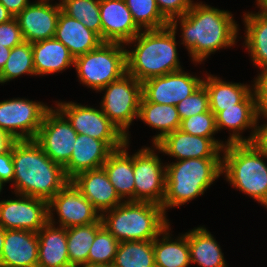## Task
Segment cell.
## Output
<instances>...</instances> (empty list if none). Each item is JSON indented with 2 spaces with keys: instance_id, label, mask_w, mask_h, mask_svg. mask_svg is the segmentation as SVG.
I'll return each instance as SVG.
<instances>
[{
  "instance_id": "obj_1",
  "label": "cell",
  "mask_w": 267,
  "mask_h": 267,
  "mask_svg": "<svg viewBox=\"0 0 267 267\" xmlns=\"http://www.w3.org/2000/svg\"><path fill=\"white\" fill-rule=\"evenodd\" d=\"M233 18L229 11L193 2L191 9L170 20L169 26L177 32L180 24L181 44L186 47L192 61L201 64L211 53L236 44L239 28Z\"/></svg>"
},
{
  "instance_id": "obj_2",
  "label": "cell",
  "mask_w": 267,
  "mask_h": 267,
  "mask_svg": "<svg viewBox=\"0 0 267 267\" xmlns=\"http://www.w3.org/2000/svg\"><path fill=\"white\" fill-rule=\"evenodd\" d=\"M15 194L50 201L69 181L64 167L53 162L35 140H19L12 145Z\"/></svg>"
},
{
  "instance_id": "obj_3",
  "label": "cell",
  "mask_w": 267,
  "mask_h": 267,
  "mask_svg": "<svg viewBox=\"0 0 267 267\" xmlns=\"http://www.w3.org/2000/svg\"><path fill=\"white\" fill-rule=\"evenodd\" d=\"M176 31L170 26L162 29L142 30L125 46L127 73L141 83L168 73L182 70L176 45Z\"/></svg>"
},
{
  "instance_id": "obj_4",
  "label": "cell",
  "mask_w": 267,
  "mask_h": 267,
  "mask_svg": "<svg viewBox=\"0 0 267 267\" xmlns=\"http://www.w3.org/2000/svg\"><path fill=\"white\" fill-rule=\"evenodd\" d=\"M221 175L222 158H191L167 163L164 212L203 195Z\"/></svg>"
},
{
  "instance_id": "obj_5",
  "label": "cell",
  "mask_w": 267,
  "mask_h": 267,
  "mask_svg": "<svg viewBox=\"0 0 267 267\" xmlns=\"http://www.w3.org/2000/svg\"><path fill=\"white\" fill-rule=\"evenodd\" d=\"M161 205L123 201L101 214L103 226L119 241H153L170 225Z\"/></svg>"
},
{
  "instance_id": "obj_6",
  "label": "cell",
  "mask_w": 267,
  "mask_h": 267,
  "mask_svg": "<svg viewBox=\"0 0 267 267\" xmlns=\"http://www.w3.org/2000/svg\"><path fill=\"white\" fill-rule=\"evenodd\" d=\"M226 181L264 206L267 203L266 158L252 143H230L222 150Z\"/></svg>"
},
{
  "instance_id": "obj_7",
  "label": "cell",
  "mask_w": 267,
  "mask_h": 267,
  "mask_svg": "<svg viewBox=\"0 0 267 267\" xmlns=\"http://www.w3.org/2000/svg\"><path fill=\"white\" fill-rule=\"evenodd\" d=\"M125 44L102 42L97 48L75 58L74 67L82 84L99 92L127 73Z\"/></svg>"
},
{
  "instance_id": "obj_8",
  "label": "cell",
  "mask_w": 267,
  "mask_h": 267,
  "mask_svg": "<svg viewBox=\"0 0 267 267\" xmlns=\"http://www.w3.org/2000/svg\"><path fill=\"white\" fill-rule=\"evenodd\" d=\"M102 91L105 93L100 108L108 119L127 137V142H129L128 129L133 120L138 118L142 98V83L134 76L125 73L121 78L111 82L99 92Z\"/></svg>"
},
{
  "instance_id": "obj_9",
  "label": "cell",
  "mask_w": 267,
  "mask_h": 267,
  "mask_svg": "<svg viewBox=\"0 0 267 267\" xmlns=\"http://www.w3.org/2000/svg\"><path fill=\"white\" fill-rule=\"evenodd\" d=\"M42 102L29 99H10L0 102V129L14 140H34L50 109Z\"/></svg>"
},
{
  "instance_id": "obj_10",
  "label": "cell",
  "mask_w": 267,
  "mask_h": 267,
  "mask_svg": "<svg viewBox=\"0 0 267 267\" xmlns=\"http://www.w3.org/2000/svg\"><path fill=\"white\" fill-rule=\"evenodd\" d=\"M152 147H143L133 154L134 201L162 206L165 196L166 164L154 152L156 146Z\"/></svg>"
},
{
  "instance_id": "obj_11",
  "label": "cell",
  "mask_w": 267,
  "mask_h": 267,
  "mask_svg": "<svg viewBox=\"0 0 267 267\" xmlns=\"http://www.w3.org/2000/svg\"><path fill=\"white\" fill-rule=\"evenodd\" d=\"M77 135L67 118L52 107L45 113L34 140L53 162L64 167L70 160Z\"/></svg>"
},
{
  "instance_id": "obj_12",
  "label": "cell",
  "mask_w": 267,
  "mask_h": 267,
  "mask_svg": "<svg viewBox=\"0 0 267 267\" xmlns=\"http://www.w3.org/2000/svg\"><path fill=\"white\" fill-rule=\"evenodd\" d=\"M55 105L78 134L102 141H127V137L108 119L102 109L72 101H57Z\"/></svg>"
},
{
  "instance_id": "obj_13",
  "label": "cell",
  "mask_w": 267,
  "mask_h": 267,
  "mask_svg": "<svg viewBox=\"0 0 267 267\" xmlns=\"http://www.w3.org/2000/svg\"><path fill=\"white\" fill-rule=\"evenodd\" d=\"M18 198L0 201V226L5 230L37 233L49 222L48 201L15 194Z\"/></svg>"
},
{
  "instance_id": "obj_14",
  "label": "cell",
  "mask_w": 267,
  "mask_h": 267,
  "mask_svg": "<svg viewBox=\"0 0 267 267\" xmlns=\"http://www.w3.org/2000/svg\"><path fill=\"white\" fill-rule=\"evenodd\" d=\"M49 216L58 215V227L88 225L101 219L99 211L69 180L48 202Z\"/></svg>"
},
{
  "instance_id": "obj_15",
  "label": "cell",
  "mask_w": 267,
  "mask_h": 267,
  "mask_svg": "<svg viewBox=\"0 0 267 267\" xmlns=\"http://www.w3.org/2000/svg\"><path fill=\"white\" fill-rule=\"evenodd\" d=\"M203 80L182 69L142 82V96L148 102L176 106L201 87Z\"/></svg>"
},
{
  "instance_id": "obj_16",
  "label": "cell",
  "mask_w": 267,
  "mask_h": 267,
  "mask_svg": "<svg viewBox=\"0 0 267 267\" xmlns=\"http://www.w3.org/2000/svg\"><path fill=\"white\" fill-rule=\"evenodd\" d=\"M227 143L215 138L190 135L180 129L167 134L159 140L156 150L178 160L191 158H222V150Z\"/></svg>"
},
{
  "instance_id": "obj_17",
  "label": "cell",
  "mask_w": 267,
  "mask_h": 267,
  "mask_svg": "<svg viewBox=\"0 0 267 267\" xmlns=\"http://www.w3.org/2000/svg\"><path fill=\"white\" fill-rule=\"evenodd\" d=\"M49 2L51 1L32 2L15 17L24 41L34 43L55 37L58 18L62 9L60 2L56 4Z\"/></svg>"
},
{
  "instance_id": "obj_18",
  "label": "cell",
  "mask_w": 267,
  "mask_h": 267,
  "mask_svg": "<svg viewBox=\"0 0 267 267\" xmlns=\"http://www.w3.org/2000/svg\"><path fill=\"white\" fill-rule=\"evenodd\" d=\"M127 141H102L78 134L69 162L64 171L69 180L79 173L102 167L109 155Z\"/></svg>"
},
{
  "instance_id": "obj_19",
  "label": "cell",
  "mask_w": 267,
  "mask_h": 267,
  "mask_svg": "<svg viewBox=\"0 0 267 267\" xmlns=\"http://www.w3.org/2000/svg\"><path fill=\"white\" fill-rule=\"evenodd\" d=\"M258 118L257 99L254 89L235 107H229L215 115L217 130L228 129L230 135L227 144L251 143L255 134ZM252 129L248 138L240 133Z\"/></svg>"
},
{
  "instance_id": "obj_20",
  "label": "cell",
  "mask_w": 267,
  "mask_h": 267,
  "mask_svg": "<svg viewBox=\"0 0 267 267\" xmlns=\"http://www.w3.org/2000/svg\"><path fill=\"white\" fill-rule=\"evenodd\" d=\"M100 17L103 42L126 44L142 31L125 0H100Z\"/></svg>"
},
{
  "instance_id": "obj_21",
  "label": "cell",
  "mask_w": 267,
  "mask_h": 267,
  "mask_svg": "<svg viewBox=\"0 0 267 267\" xmlns=\"http://www.w3.org/2000/svg\"><path fill=\"white\" fill-rule=\"evenodd\" d=\"M71 181L100 214L123 202L103 167L79 173Z\"/></svg>"
},
{
  "instance_id": "obj_22",
  "label": "cell",
  "mask_w": 267,
  "mask_h": 267,
  "mask_svg": "<svg viewBox=\"0 0 267 267\" xmlns=\"http://www.w3.org/2000/svg\"><path fill=\"white\" fill-rule=\"evenodd\" d=\"M39 239L26 230H5L0 267H37Z\"/></svg>"
},
{
  "instance_id": "obj_23",
  "label": "cell",
  "mask_w": 267,
  "mask_h": 267,
  "mask_svg": "<svg viewBox=\"0 0 267 267\" xmlns=\"http://www.w3.org/2000/svg\"><path fill=\"white\" fill-rule=\"evenodd\" d=\"M49 216V222L38 232L37 267H71L67 250V228L56 227L58 222Z\"/></svg>"
},
{
  "instance_id": "obj_24",
  "label": "cell",
  "mask_w": 267,
  "mask_h": 267,
  "mask_svg": "<svg viewBox=\"0 0 267 267\" xmlns=\"http://www.w3.org/2000/svg\"><path fill=\"white\" fill-rule=\"evenodd\" d=\"M55 38L62 42L74 58L97 48L103 41L80 21L66 15L62 10L58 18Z\"/></svg>"
},
{
  "instance_id": "obj_25",
  "label": "cell",
  "mask_w": 267,
  "mask_h": 267,
  "mask_svg": "<svg viewBox=\"0 0 267 267\" xmlns=\"http://www.w3.org/2000/svg\"><path fill=\"white\" fill-rule=\"evenodd\" d=\"M32 52L36 76L55 74L74 66L75 58L55 37L32 43Z\"/></svg>"
},
{
  "instance_id": "obj_26",
  "label": "cell",
  "mask_w": 267,
  "mask_h": 267,
  "mask_svg": "<svg viewBox=\"0 0 267 267\" xmlns=\"http://www.w3.org/2000/svg\"><path fill=\"white\" fill-rule=\"evenodd\" d=\"M129 145L127 142L123 147L114 150L102 165L109 181L123 201H134L133 154L129 155L127 150Z\"/></svg>"
},
{
  "instance_id": "obj_27",
  "label": "cell",
  "mask_w": 267,
  "mask_h": 267,
  "mask_svg": "<svg viewBox=\"0 0 267 267\" xmlns=\"http://www.w3.org/2000/svg\"><path fill=\"white\" fill-rule=\"evenodd\" d=\"M170 230V225H168L153 240L155 267H188L191 264L188 232L174 240L170 236Z\"/></svg>"
},
{
  "instance_id": "obj_28",
  "label": "cell",
  "mask_w": 267,
  "mask_h": 267,
  "mask_svg": "<svg viewBox=\"0 0 267 267\" xmlns=\"http://www.w3.org/2000/svg\"><path fill=\"white\" fill-rule=\"evenodd\" d=\"M190 263L200 267H228L222 249L204 226L188 231Z\"/></svg>"
},
{
  "instance_id": "obj_29",
  "label": "cell",
  "mask_w": 267,
  "mask_h": 267,
  "mask_svg": "<svg viewBox=\"0 0 267 267\" xmlns=\"http://www.w3.org/2000/svg\"><path fill=\"white\" fill-rule=\"evenodd\" d=\"M204 79L203 85L209 94V109L215 115L226 108L235 107L253 90V84L226 82L211 74Z\"/></svg>"
},
{
  "instance_id": "obj_30",
  "label": "cell",
  "mask_w": 267,
  "mask_h": 267,
  "mask_svg": "<svg viewBox=\"0 0 267 267\" xmlns=\"http://www.w3.org/2000/svg\"><path fill=\"white\" fill-rule=\"evenodd\" d=\"M137 119L142 120L149 127L160 131L153 137V145L167 134L178 130L181 124L175 105L148 102L143 96L140 101Z\"/></svg>"
},
{
  "instance_id": "obj_31",
  "label": "cell",
  "mask_w": 267,
  "mask_h": 267,
  "mask_svg": "<svg viewBox=\"0 0 267 267\" xmlns=\"http://www.w3.org/2000/svg\"><path fill=\"white\" fill-rule=\"evenodd\" d=\"M245 48L250 53L253 65L261 69L267 68V13H245Z\"/></svg>"
},
{
  "instance_id": "obj_32",
  "label": "cell",
  "mask_w": 267,
  "mask_h": 267,
  "mask_svg": "<svg viewBox=\"0 0 267 267\" xmlns=\"http://www.w3.org/2000/svg\"><path fill=\"white\" fill-rule=\"evenodd\" d=\"M103 227L102 220L88 225L67 228V250L71 267L88 264V255L96 233Z\"/></svg>"
},
{
  "instance_id": "obj_33",
  "label": "cell",
  "mask_w": 267,
  "mask_h": 267,
  "mask_svg": "<svg viewBox=\"0 0 267 267\" xmlns=\"http://www.w3.org/2000/svg\"><path fill=\"white\" fill-rule=\"evenodd\" d=\"M113 267H155L153 241H121Z\"/></svg>"
},
{
  "instance_id": "obj_34",
  "label": "cell",
  "mask_w": 267,
  "mask_h": 267,
  "mask_svg": "<svg viewBox=\"0 0 267 267\" xmlns=\"http://www.w3.org/2000/svg\"><path fill=\"white\" fill-rule=\"evenodd\" d=\"M34 75L32 43L23 41L11 49L9 58L0 71V84L14 80L21 75Z\"/></svg>"
},
{
  "instance_id": "obj_35",
  "label": "cell",
  "mask_w": 267,
  "mask_h": 267,
  "mask_svg": "<svg viewBox=\"0 0 267 267\" xmlns=\"http://www.w3.org/2000/svg\"><path fill=\"white\" fill-rule=\"evenodd\" d=\"M62 11L80 21L102 39L100 0H62Z\"/></svg>"
},
{
  "instance_id": "obj_36",
  "label": "cell",
  "mask_w": 267,
  "mask_h": 267,
  "mask_svg": "<svg viewBox=\"0 0 267 267\" xmlns=\"http://www.w3.org/2000/svg\"><path fill=\"white\" fill-rule=\"evenodd\" d=\"M135 23L142 30L162 29L169 20L160 12L156 0H125Z\"/></svg>"
},
{
  "instance_id": "obj_37",
  "label": "cell",
  "mask_w": 267,
  "mask_h": 267,
  "mask_svg": "<svg viewBox=\"0 0 267 267\" xmlns=\"http://www.w3.org/2000/svg\"><path fill=\"white\" fill-rule=\"evenodd\" d=\"M119 241L103 226L91 245L88 264L113 265Z\"/></svg>"
},
{
  "instance_id": "obj_38",
  "label": "cell",
  "mask_w": 267,
  "mask_h": 267,
  "mask_svg": "<svg viewBox=\"0 0 267 267\" xmlns=\"http://www.w3.org/2000/svg\"><path fill=\"white\" fill-rule=\"evenodd\" d=\"M179 129L190 135L205 138H215L213 135L218 133L215 114L210 109L181 120Z\"/></svg>"
},
{
  "instance_id": "obj_39",
  "label": "cell",
  "mask_w": 267,
  "mask_h": 267,
  "mask_svg": "<svg viewBox=\"0 0 267 267\" xmlns=\"http://www.w3.org/2000/svg\"><path fill=\"white\" fill-rule=\"evenodd\" d=\"M180 120L209 110V94L204 85L176 105Z\"/></svg>"
},
{
  "instance_id": "obj_40",
  "label": "cell",
  "mask_w": 267,
  "mask_h": 267,
  "mask_svg": "<svg viewBox=\"0 0 267 267\" xmlns=\"http://www.w3.org/2000/svg\"><path fill=\"white\" fill-rule=\"evenodd\" d=\"M21 29L14 17L6 23L0 24V44L12 49L23 42Z\"/></svg>"
},
{
  "instance_id": "obj_41",
  "label": "cell",
  "mask_w": 267,
  "mask_h": 267,
  "mask_svg": "<svg viewBox=\"0 0 267 267\" xmlns=\"http://www.w3.org/2000/svg\"><path fill=\"white\" fill-rule=\"evenodd\" d=\"M160 12L170 21L183 16L192 6L193 0H156Z\"/></svg>"
},
{
  "instance_id": "obj_42",
  "label": "cell",
  "mask_w": 267,
  "mask_h": 267,
  "mask_svg": "<svg viewBox=\"0 0 267 267\" xmlns=\"http://www.w3.org/2000/svg\"><path fill=\"white\" fill-rule=\"evenodd\" d=\"M260 71L256 79L253 80V89L256 94L259 115L267 116V68Z\"/></svg>"
},
{
  "instance_id": "obj_43",
  "label": "cell",
  "mask_w": 267,
  "mask_h": 267,
  "mask_svg": "<svg viewBox=\"0 0 267 267\" xmlns=\"http://www.w3.org/2000/svg\"><path fill=\"white\" fill-rule=\"evenodd\" d=\"M14 164L12 159V146L9 150L0 154V183H13Z\"/></svg>"
},
{
  "instance_id": "obj_44",
  "label": "cell",
  "mask_w": 267,
  "mask_h": 267,
  "mask_svg": "<svg viewBox=\"0 0 267 267\" xmlns=\"http://www.w3.org/2000/svg\"><path fill=\"white\" fill-rule=\"evenodd\" d=\"M262 116V119L265 118L267 120V116ZM267 159V122L263 125H259V118L257 121V126L255 129V134L253 140L251 142Z\"/></svg>"
},
{
  "instance_id": "obj_45",
  "label": "cell",
  "mask_w": 267,
  "mask_h": 267,
  "mask_svg": "<svg viewBox=\"0 0 267 267\" xmlns=\"http://www.w3.org/2000/svg\"><path fill=\"white\" fill-rule=\"evenodd\" d=\"M0 3L9 11V13L13 17H16L31 3V1L29 0H0Z\"/></svg>"
},
{
  "instance_id": "obj_46",
  "label": "cell",
  "mask_w": 267,
  "mask_h": 267,
  "mask_svg": "<svg viewBox=\"0 0 267 267\" xmlns=\"http://www.w3.org/2000/svg\"><path fill=\"white\" fill-rule=\"evenodd\" d=\"M15 141L9 134L0 129V154L9 150Z\"/></svg>"
},
{
  "instance_id": "obj_47",
  "label": "cell",
  "mask_w": 267,
  "mask_h": 267,
  "mask_svg": "<svg viewBox=\"0 0 267 267\" xmlns=\"http://www.w3.org/2000/svg\"><path fill=\"white\" fill-rule=\"evenodd\" d=\"M11 49L0 44V71L3 69L7 59L9 58Z\"/></svg>"
},
{
  "instance_id": "obj_48",
  "label": "cell",
  "mask_w": 267,
  "mask_h": 267,
  "mask_svg": "<svg viewBox=\"0 0 267 267\" xmlns=\"http://www.w3.org/2000/svg\"><path fill=\"white\" fill-rule=\"evenodd\" d=\"M13 18L14 17L9 13V11L0 3V24L6 23Z\"/></svg>"
},
{
  "instance_id": "obj_49",
  "label": "cell",
  "mask_w": 267,
  "mask_h": 267,
  "mask_svg": "<svg viewBox=\"0 0 267 267\" xmlns=\"http://www.w3.org/2000/svg\"><path fill=\"white\" fill-rule=\"evenodd\" d=\"M4 239H5V229L2 226H0V260L4 246Z\"/></svg>"
},
{
  "instance_id": "obj_50",
  "label": "cell",
  "mask_w": 267,
  "mask_h": 267,
  "mask_svg": "<svg viewBox=\"0 0 267 267\" xmlns=\"http://www.w3.org/2000/svg\"><path fill=\"white\" fill-rule=\"evenodd\" d=\"M257 7L260 8V11L263 13H267V0H256Z\"/></svg>"
},
{
  "instance_id": "obj_51",
  "label": "cell",
  "mask_w": 267,
  "mask_h": 267,
  "mask_svg": "<svg viewBox=\"0 0 267 267\" xmlns=\"http://www.w3.org/2000/svg\"><path fill=\"white\" fill-rule=\"evenodd\" d=\"M81 267H113V266L112 265H100V264H85V265H82Z\"/></svg>"
},
{
  "instance_id": "obj_52",
  "label": "cell",
  "mask_w": 267,
  "mask_h": 267,
  "mask_svg": "<svg viewBox=\"0 0 267 267\" xmlns=\"http://www.w3.org/2000/svg\"><path fill=\"white\" fill-rule=\"evenodd\" d=\"M3 186L4 185H2L1 183H0V192L2 191V189H3ZM1 194V193H0Z\"/></svg>"
}]
</instances>
